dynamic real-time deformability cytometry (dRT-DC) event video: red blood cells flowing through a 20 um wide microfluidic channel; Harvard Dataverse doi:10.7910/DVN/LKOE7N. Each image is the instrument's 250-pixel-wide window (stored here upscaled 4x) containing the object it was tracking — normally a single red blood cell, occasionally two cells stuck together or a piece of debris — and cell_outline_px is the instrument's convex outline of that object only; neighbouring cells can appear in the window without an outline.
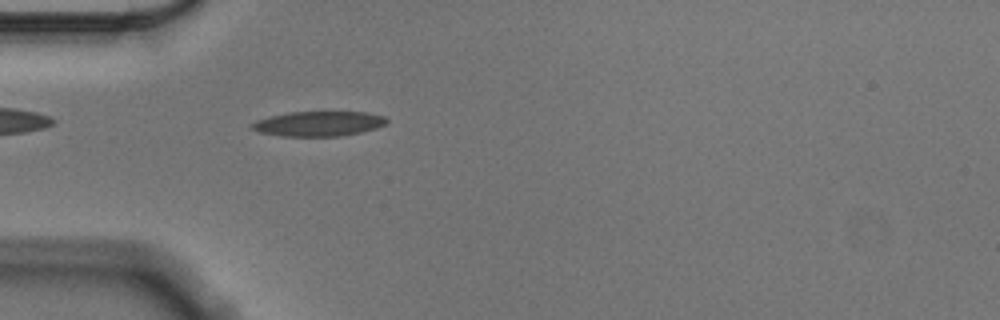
{"species": "Egyptian fruit bat (a non-hibernating species)", "species_latin": "Rousettus aegyptiacus", "temperature_condition": "cold", "stored_images_in_passage": 56, "camera_frame_rate_fps": 3000, "um_per_image_px": 0.085, "animal": {"sex": "male"}, "frame": {"image": 1, "passage_image": 16, "time_ms": 5.0, "image_size_px": [1000, 320], "cell_outline_px": [[388, 120], [384, 124], [376, 128], [360, 132], [340, 136], [280, 136], [260, 132], [252, 128], [248, 124], [256, 120], [288, 112], [364, 112], [384, 116]], "centroid_in_image_um": [27.05, 10.51], "position_along_channel_um": 58.0, "area_um2": 19.42}}
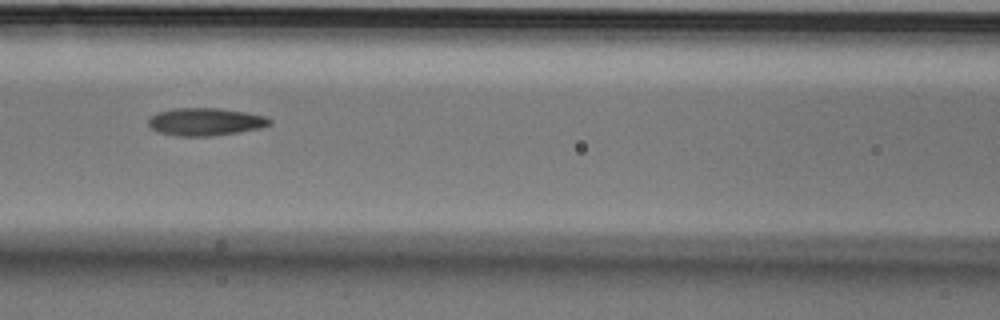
{"frame": {"image": 2, "passage_image": 24, "time_ms": 7.667, "image_size_px": [1000, 320], "cell_outline_px": [[272, 124], [260, 128], [212, 136], [176, 136], [160, 132], [152, 128], [148, 124], [148, 120], [156, 112], [172, 108], [220, 108], [244, 112], [264, 116], [272, 120]], "centroid_in_image_um": [17.44, 10.34], "position_along_channel_um": 149.2, "area_um2": 19.48}}
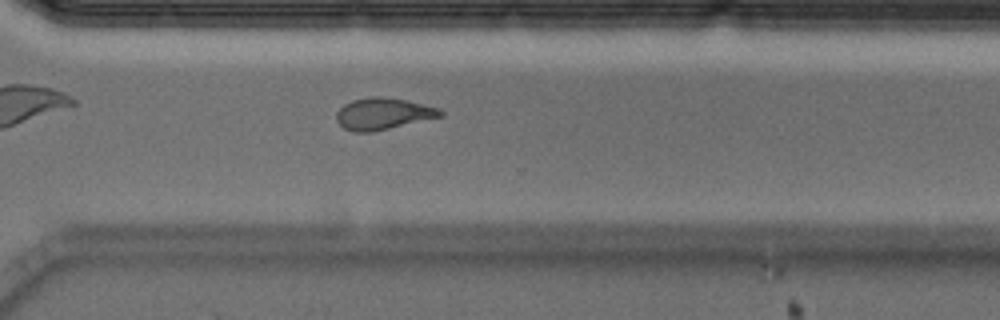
{"frame": {"image": 3, "passage_image": 40, "time_ms": 13.0, "image_size_px": [1000, 320], "cell_outline_px": [[444, 116], [372, 132], [356, 132], [344, 128], [336, 120], [336, 112], [344, 104], [352, 100], [372, 96], [380, 96], [404, 100], [440, 108], [444, 112]], "centroid_in_image_um": [32.57, 9.67], "position_along_channel_um": 338.0, "area_um2": 19.13}, "authors_computed_cell_mechanics": {"area_um2": 19.2474, "velocity_mm_per_s": 3.545, "shape_relaxation_time_tau1_ms": 9.0262, "shape_relaxation_time_tau2_ms": 3.5036, "deformation_change_tau1": 0.2226, "deformation_change_tau2": 0.1121}}